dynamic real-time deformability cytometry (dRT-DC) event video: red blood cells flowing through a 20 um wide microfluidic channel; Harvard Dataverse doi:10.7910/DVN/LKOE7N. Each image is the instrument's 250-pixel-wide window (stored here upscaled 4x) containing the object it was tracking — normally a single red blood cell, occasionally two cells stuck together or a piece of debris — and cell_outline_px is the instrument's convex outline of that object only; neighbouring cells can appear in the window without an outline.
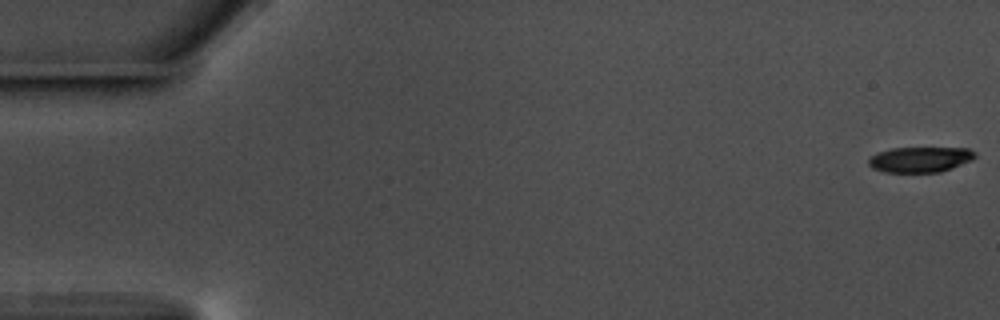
{"species": "common noctule bat (a hibernating species)", "species_latin": "Nyctalus noctula", "temperature_condition": "warm", "stored_images_in_passage": 58, "camera_frame_rate_fps": 3000, "um_per_image_px": 0.085, "animal": {"sex": "male", "body_mass_g": 17.5, "forearm_length_mm": 52.3}, "frame": {"image": 1, "passage_image": 1, "time_ms": 0.0, "image_size_px": [1000, 320], "cell_outline_px": [[976, 156], [972, 160], [952, 168], [940, 172], [884, 172], [872, 168], [868, 164], [868, 160], [872, 156], [880, 152], [892, 148], [968, 148], [976, 152]], "centroid_in_image_um": [78.24, 13.56], "position_along_channel_um": 6.8, "area_um2": 15.72}}
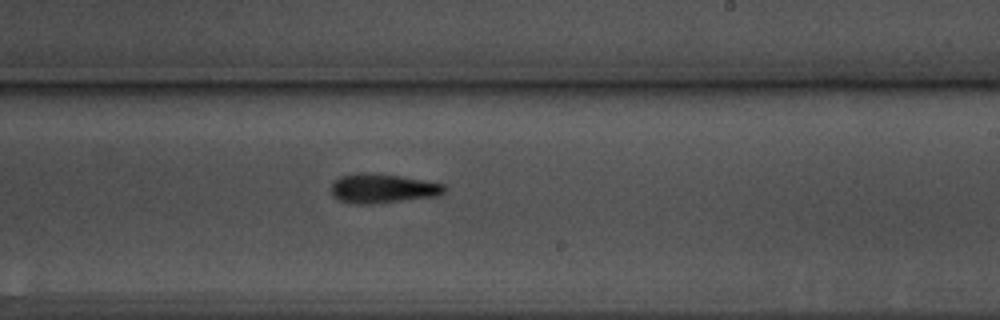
{"frame": {"image": 2, "passage_image": 35, "time_ms": 11.333, "image_size_px": [1000, 320], "cell_outline_px": [[448, 188], [444, 192], [436, 196], [368, 204], [352, 204], [340, 200], [332, 196], [332, 184], [340, 176], [360, 172], [364, 172], [400, 176], [444, 184]], "centroid_in_image_um": [32.5, 16.01], "position_along_channel_um": 256.5, "area_um2": 19.13}}
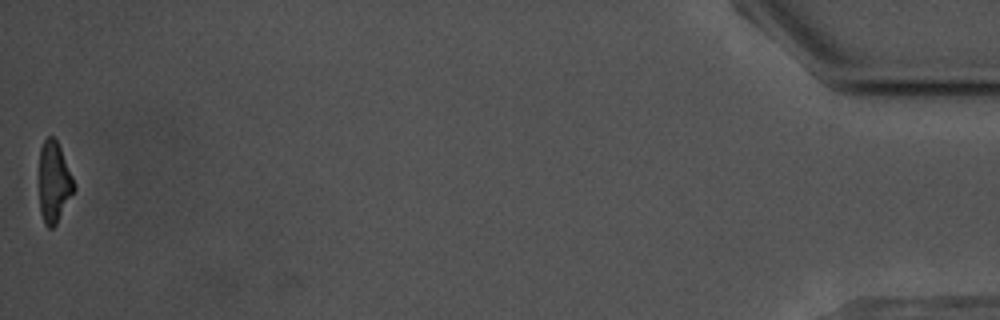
{"frame": {"image": 3, "passage_image": 58, "time_ms": 19.0, "image_size_px": [1000, 320], "cell_outline_px": [[76, 188], [56, 224], [52, 228], [48, 228], [44, 224], [40, 212], [40, 148], [44, 140], [48, 136], [52, 136], [56, 140], [60, 148], [76, 184]], "centroid_in_image_um": [4.6, 15.5], "position_along_channel_um": 430.6, "area_um2": 16.3}, "authors_computed_cell_mechanics": {"area_um2": 18.5827, "velocity_mm_per_s": 3.5619, "shape_relaxation_time_tau1_ms": 4.4736, "shape_relaxation_time_tau2_ms": 3.3139, "deformation_change_tau1": 0.1501, "deformation_change_tau2": 0.1376}}